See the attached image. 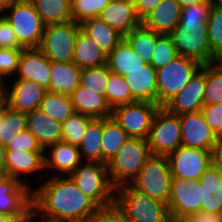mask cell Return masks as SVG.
<instances>
[{"label":"cell","instance_id":"6da1fadb","mask_svg":"<svg viewBox=\"0 0 222 222\" xmlns=\"http://www.w3.org/2000/svg\"><path fill=\"white\" fill-rule=\"evenodd\" d=\"M100 209L69 175L55 174L32 190V210L28 222L34 221L36 216L69 222H88Z\"/></svg>","mask_w":222,"mask_h":222},{"label":"cell","instance_id":"7a4b0ae2","mask_svg":"<svg viewBox=\"0 0 222 222\" xmlns=\"http://www.w3.org/2000/svg\"><path fill=\"white\" fill-rule=\"evenodd\" d=\"M213 0L185 6L181 19L169 34L177 54L193 59L201 65L217 62L208 44L207 20Z\"/></svg>","mask_w":222,"mask_h":222},{"label":"cell","instance_id":"3957f363","mask_svg":"<svg viewBox=\"0 0 222 222\" xmlns=\"http://www.w3.org/2000/svg\"><path fill=\"white\" fill-rule=\"evenodd\" d=\"M114 206L129 222H172L167 204L124 185L115 189Z\"/></svg>","mask_w":222,"mask_h":222},{"label":"cell","instance_id":"277c9868","mask_svg":"<svg viewBox=\"0 0 222 222\" xmlns=\"http://www.w3.org/2000/svg\"><path fill=\"white\" fill-rule=\"evenodd\" d=\"M150 156L147 139L128 137L116 155L107 163L112 186L116 189L131 185Z\"/></svg>","mask_w":222,"mask_h":222},{"label":"cell","instance_id":"5b68a950","mask_svg":"<svg viewBox=\"0 0 222 222\" xmlns=\"http://www.w3.org/2000/svg\"><path fill=\"white\" fill-rule=\"evenodd\" d=\"M69 175L78 188L101 209L114 206L115 188L112 186L106 163L85 161Z\"/></svg>","mask_w":222,"mask_h":222},{"label":"cell","instance_id":"8992f818","mask_svg":"<svg viewBox=\"0 0 222 222\" xmlns=\"http://www.w3.org/2000/svg\"><path fill=\"white\" fill-rule=\"evenodd\" d=\"M2 14L11 24L18 42L25 48H39L45 30V24L30 0L13 3Z\"/></svg>","mask_w":222,"mask_h":222},{"label":"cell","instance_id":"52a82bcc","mask_svg":"<svg viewBox=\"0 0 222 222\" xmlns=\"http://www.w3.org/2000/svg\"><path fill=\"white\" fill-rule=\"evenodd\" d=\"M201 67L197 61L178 55L166 66L156 69L157 104L163 107L188 84Z\"/></svg>","mask_w":222,"mask_h":222},{"label":"cell","instance_id":"ba28073f","mask_svg":"<svg viewBox=\"0 0 222 222\" xmlns=\"http://www.w3.org/2000/svg\"><path fill=\"white\" fill-rule=\"evenodd\" d=\"M172 174L166 156L151 155L141 168L131 186L168 205Z\"/></svg>","mask_w":222,"mask_h":222},{"label":"cell","instance_id":"9c48e42d","mask_svg":"<svg viewBox=\"0 0 222 222\" xmlns=\"http://www.w3.org/2000/svg\"><path fill=\"white\" fill-rule=\"evenodd\" d=\"M80 24L69 21L45 26L39 49L50 61L72 62Z\"/></svg>","mask_w":222,"mask_h":222},{"label":"cell","instance_id":"30bf717a","mask_svg":"<svg viewBox=\"0 0 222 222\" xmlns=\"http://www.w3.org/2000/svg\"><path fill=\"white\" fill-rule=\"evenodd\" d=\"M147 140L151 155L167 156L175 151L181 146L179 116L160 107L154 116Z\"/></svg>","mask_w":222,"mask_h":222},{"label":"cell","instance_id":"8fae6325","mask_svg":"<svg viewBox=\"0 0 222 222\" xmlns=\"http://www.w3.org/2000/svg\"><path fill=\"white\" fill-rule=\"evenodd\" d=\"M160 106L153 102L136 101L112 109V118L132 138L148 139L154 116Z\"/></svg>","mask_w":222,"mask_h":222},{"label":"cell","instance_id":"7c38bea8","mask_svg":"<svg viewBox=\"0 0 222 222\" xmlns=\"http://www.w3.org/2000/svg\"><path fill=\"white\" fill-rule=\"evenodd\" d=\"M32 187L2 174L0 176V212L16 222H28L32 210Z\"/></svg>","mask_w":222,"mask_h":222},{"label":"cell","instance_id":"4fadbf2b","mask_svg":"<svg viewBox=\"0 0 222 222\" xmlns=\"http://www.w3.org/2000/svg\"><path fill=\"white\" fill-rule=\"evenodd\" d=\"M168 212L172 221L187 219L202 207L201 183L172 177Z\"/></svg>","mask_w":222,"mask_h":222},{"label":"cell","instance_id":"5bb4252c","mask_svg":"<svg viewBox=\"0 0 222 222\" xmlns=\"http://www.w3.org/2000/svg\"><path fill=\"white\" fill-rule=\"evenodd\" d=\"M172 177L199 180L212 164V151L180 146L167 156Z\"/></svg>","mask_w":222,"mask_h":222},{"label":"cell","instance_id":"9a60e30c","mask_svg":"<svg viewBox=\"0 0 222 222\" xmlns=\"http://www.w3.org/2000/svg\"><path fill=\"white\" fill-rule=\"evenodd\" d=\"M206 88L205 65L190 79L188 84L163 107L171 114L182 115L201 111Z\"/></svg>","mask_w":222,"mask_h":222},{"label":"cell","instance_id":"2e32d148","mask_svg":"<svg viewBox=\"0 0 222 222\" xmlns=\"http://www.w3.org/2000/svg\"><path fill=\"white\" fill-rule=\"evenodd\" d=\"M181 146L212 151L217 135L206 123L201 111L179 116Z\"/></svg>","mask_w":222,"mask_h":222},{"label":"cell","instance_id":"e0dca14e","mask_svg":"<svg viewBox=\"0 0 222 222\" xmlns=\"http://www.w3.org/2000/svg\"><path fill=\"white\" fill-rule=\"evenodd\" d=\"M6 82L2 84L6 93V105L26 115L39 109L47 89L37 82L17 78L10 89Z\"/></svg>","mask_w":222,"mask_h":222},{"label":"cell","instance_id":"ac0fdd59","mask_svg":"<svg viewBox=\"0 0 222 222\" xmlns=\"http://www.w3.org/2000/svg\"><path fill=\"white\" fill-rule=\"evenodd\" d=\"M50 63L39 48L23 49L16 72L17 78L37 82L48 90L51 78Z\"/></svg>","mask_w":222,"mask_h":222},{"label":"cell","instance_id":"d6986e66","mask_svg":"<svg viewBox=\"0 0 222 222\" xmlns=\"http://www.w3.org/2000/svg\"><path fill=\"white\" fill-rule=\"evenodd\" d=\"M98 18L123 36L142 24L133 0H111Z\"/></svg>","mask_w":222,"mask_h":222},{"label":"cell","instance_id":"ffe728a7","mask_svg":"<svg viewBox=\"0 0 222 222\" xmlns=\"http://www.w3.org/2000/svg\"><path fill=\"white\" fill-rule=\"evenodd\" d=\"M45 151H20L5 150L4 175L16 178L19 181L22 174L33 173L34 171L45 169Z\"/></svg>","mask_w":222,"mask_h":222},{"label":"cell","instance_id":"44dd1931","mask_svg":"<svg viewBox=\"0 0 222 222\" xmlns=\"http://www.w3.org/2000/svg\"><path fill=\"white\" fill-rule=\"evenodd\" d=\"M124 78L135 101L157 104V73L152 65L130 71Z\"/></svg>","mask_w":222,"mask_h":222},{"label":"cell","instance_id":"7402d4cb","mask_svg":"<svg viewBox=\"0 0 222 222\" xmlns=\"http://www.w3.org/2000/svg\"><path fill=\"white\" fill-rule=\"evenodd\" d=\"M47 149L51 150L50 157L47 156ZM45 153V169L48 167L54 169L58 176L70 175L83 159L77 146L63 141L48 146Z\"/></svg>","mask_w":222,"mask_h":222},{"label":"cell","instance_id":"603a6c76","mask_svg":"<svg viewBox=\"0 0 222 222\" xmlns=\"http://www.w3.org/2000/svg\"><path fill=\"white\" fill-rule=\"evenodd\" d=\"M26 117V129L37 138L44 150L62 141V122L50 118L40 108L28 113Z\"/></svg>","mask_w":222,"mask_h":222},{"label":"cell","instance_id":"cb8c5ba5","mask_svg":"<svg viewBox=\"0 0 222 222\" xmlns=\"http://www.w3.org/2000/svg\"><path fill=\"white\" fill-rule=\"evenodd\" d=\"M181 10L175 0H163L142 20V24L156 33L169 35L180 22Z\"/></svg>","mask_w":222,"mask_h":222},{"label":"cell","instance_id":"d4e9b609","mask_svg":"<svg viewBox=\"0 0 222 222\" xmlns=\"http://www.w3.org/2000/svg\"><path fill=\"white\" fill-rule=\"evenodd\" d=\"M201 211L222 214V170L211 164L201 175Z\"/></svg>","mask_w":222,"mask_h":222},{"label":"cell","instance_id":"484cf974","mask_svg":"<svg viewBox=\"0 0 222 222\" xmlns=\"http://www.w3.org/2000/svg\"><path fill=\"white\" fill-rule=\"evenodd\" d=\"M70 98L74 111L92 118H110L112 109L104 96L93 93L83 86H78Z\"/></svg>","mask_w":222,"mask_h":222},{"label":"cell","instance_id":"4316f807","mask_svg":"<svg viewBox=\"0 0 222 222\" xmlns=\"http://www.w3.org/2000/svg\"><path fill=\"white\" fill-rule=\"evenodd\" d=\"M50 84L47 91L68 95L79 86L81 69L73 62L50 63Z\"/></svg>","mask_w":222,"mask_h":222},{"label":"cell","instance_id":"83f0119b","mask_svg":"<svg viewBox=\"0 0 222 222\" xmlns=\"http://www.w3.org/2000/svg\"><path fill=\"white\" fill-rule=\"evenodd\" d=\"M107 55L82 29L79 30L73 53V63L82 69L106 64Z\"/></svg>","mask_w":222,"mask_h":222},{"label":"cell","instance_id":"f1b7e54d","mask_svg":"<svg viewBox=\"0 0 222 222\" xmlns=\"http://www.w3.org/2000/svg\"><path fill=\"white\" fill-rule=\"evenodd\" d=\"M106 64L111 73L126 76L130 71L145 68L146 63L133 50L129 43L123 39L116 48L107 55Z\"/></svg>","mask_w":222,"mask_h":222},{"label":"cell","instance_id":"f546056e","mask_svg":"<svg viewBox=\"0 0 222 222\" xmlns=\"http://www.w3.org/2000/svg\"><path fill=\"white\" fill-rule=\"evenodd\" d=\"M80 26L89 37L94 39L106 55L111 53L124 39L123 35L98 17L84 20Z\"/></svg>","mask_w":222,"mask_h":222},{"label":"cell","instance_id":"4dcf8cb0","mask_svg":"<svg viewBox=\"0 0 222 222\" xmlns=\"http://www.w3.org/2000/svg\"><path fill=\"white\" fill-rule=\"evenodd\" d=\"M160 35L141 24L125 35L124 39L146 64L151 65L156 41Z\"/></svg>","mask_w":222,"mask_h":222},{"label":"cell","instance_id":"1f68e13d","mask_svg":"<svg viewBox=\"0 0 222 222\" xmlns=\"http://www.w3.org/2000/svg\"><path fill=\"white\" fill-rule=\"evenodd\" d=\"M102 132L103 118H92L88 122L82 142L78 146L81 157H83L85 161L102 162Z\"/></svg>","mask_w":222,"mask_h":222},{"label":"cell","instance_id":"d6a6232c","mask_svg":"<svg viewBox=\"0 0 222 222\" xmlns=\"http://www.w3.org/2000/svg\"><path fill=\"white\" fill-rule=\"evenodd\" d=\"M45 25L61 24L72 20L71 0H30Z\"/></svg>","mask_w":222,"mask_h":222},{"label":"cell","instance_id":"836d02e7","mask_svg":"<svg viewBox=\"0 0 222 222\" xmlns=\"http://www.w3.org/2000/svg\"><path fill=\"white\" fill-rule=\"evenodd\" d=\"M128 135L112 118H103V132L101 140L102 163H108L124 144Z\"/></svg>","mask_w":222,"mask_h":222},{"label":"cell","instance_id":"e575fe53","mask_svg":"<svg viewBox=\"0 0 222 222\" xmlns=\"http://www.w3.org/2000/svg\"><path fill=\"white\" fill-rule=\"evenodd\" d=\"M26 114L5 105L2 109V123H0V144L6 147L15 136L26 129Z\"/></svg>","mask_w":222,"mask_h":222},{"label":"cell","instance_id":"d590c367","mask_svg":"<svg viewBox=\"0 0 222 222\" xmlns=\"http://www.w3.org/2000/svg\"><path fill=\"white\" fill-rule=\"evenodd\" d=\"M41 111L56 121L64 122L74 114L70 96L47 91L41 101Z\"/></svg>","mask_w":222,"mask_h":222},{"label":"cell","instance_id":"8d00e7d4","mask_svg":"<svg viewBox=\"0 0 222 222\" xmlns=\"http://www.w3.org/2000/svg\"><path fill=\"white\" fill-rule=\"evenodd\" d=\"M207 31L211 55L218 60L222 57V1L213 2L207 20Z\"/></svg>","mask_w":222,"mask_h":222},{"label":"cell","instance_id":"74e56055","mask_svg":"<svg viewBox=\"0 0 222 222\" xmlns=\"http://www.w3.org/2000/svg\"><path fill=\"white\" fill-rule=\"evenodd\" d=\"M205 79L204 105L222 104V65L218 62L206 64Z\"/></svg>","mask_w":222,"mask_h":222},{"label":"cell","instance_id":"f35d334b","mask_svg":"<svg viewBox=\"0 0 222 222\" xmlns=\"http://www.w3.org/2000/svg\"><path fill=\"white\" fill-rule=\"evenodd\" d=\"M105 99L113 109L116 106L136 102L123 76L111 73L106 86Z\"/></svg>","mask_w":222,"mask_h":222},{"label":"cell","instance_id":"ab89813d","mask_svg":"<svg viewBox=\"0 0 222 222\" xmlns=\"http://www.w3.org/2000/svg\"><path fill=\"white\" fill-rule=\"evenodd\" d=\"M111 74L107 64L82 69L79 85L91 90L95 94L105 97L108 78Z\"/></svg>","mask_w":222,"mask_h":222},{"label":"cell","instance_id":"60d3db41","mask_svg":"<svg viewBox=\"0 0 222 222\" xmlns=\"http://www.w3.org/2000/svg\"><path fill=\"white\" fill-rule=\"evenodd\" d=\"M91 119L90 116L74 112L62 122V141L78 147Z\"/></svg>","mask_w":222,"mask_h":222},{"label":"cell","instance_id":"b9f144b4","mask_svg":"<svg viewBox=\"0 0 222 222\" xmlns=\"http://www.w3.org/2000/svg\"><path fill=\"white\" fill-rule=\"evenodd\" d=\"M111 0H71L72 21L81 24L84 20L97 18Z\"/></svg>","mask_w":222,"mask_h":222},{"label":"cell","instance_id":"7bdbcfd3","mask_svg":"<svg viewBox=\"0 0 222 222\" xmlns=\"http://www.w3.org/2000/svg\"><path fill=\"white\" fill-rule=\"evenodd\" d=\"M177 56L178 54L170 35L161 34L156 41L151 65L155 69H159L169 64Z\"/></svg>","mask_w":222,"mask_h":222},{"label":"cell","instance_id":"ee69618b","mask_svg":"<svg viewBox=\"0 0 222 222\" xmlns=\"http://www.w3.org/2000/svg\"><path fill=\"white\" fill-rule=\"evenodd\" d=\"M22 50L0 48V84L5 82V76L16 74Z\"/></svg>","mask_w":222,"mask_h":222},{"label":"cell","instance_id":"f6af8a7d","mask_svg":"<svg viewBox=\"0 0 222 222\" xmlns=\"http://www.w3.org/2000/svg\"><path fill=\"white\" fill-rule=\"evenodd\" d=\"M5 150L45 151L39 144L37 138L28 129H25L15 136L5 147Z\"/></svg>","mask_w":222,"mask_h":222},{"label":"cell","instance_id":"bcb514c9","mask_svg":"<svg viewBox=\"0 0 222 222\" xmlns=\"http://www.w3.org/2000/svg\"><path fill=\"white\" fill-rule=\"evenodd\" d=\"M201 112L205 118L206 123L217 135H222V104L204 105Z\"/></svg>","mask_w":222,"mask_h":222},{"label":"cell","instance_id":"7dc6e473","mask_svg":"<svg viewBox=\"0 0 222 222\" xmlns=\"http://www.w3.org/2000/svg\"><path fill=\"white\" fill-rule=\"evenodd\" d=\"M0 48L1 49H25L16 37L11 24L0 15Z\"/></svg>","mask_w":222,"mask_h":222},{"label":"cell","instance_id":"c3c4849f","mask_svg":"<svg viewBox=\"0 0 222 222\" xmlns=\"http://www.w3.org/2000/svg\"><path fill=\"white\" fill-rule=\"evenodd\" d=\"M88 222H129L115 206L100 209Z\"/></svg>","mask_w":222,"mask_h":222},{"label":"cell","instance_id":"681fc988","mask_svg":"<svg viewBox=\"0 0 222 222\" xmlns=\"http://www.w3.org/2000/svg\"><path fill=\"white\" fill-rule=\"evenodd\" d=\"M136 13L142 21L163 0H133Z\"/></svg>","mask_w":222,"mask_h":222},{"label":"cell","instance_id":"f907efd6","mask_svg":"<svg viewBox=\"0 0 222 222\" xmlns=\"http://www.w3.org/2000/svg\"><path fill=\"white\" fill-rule=\"evenodd\" d=\"M186 220L188 222H222V214L200 211L190 215Z\"/></svg>","mask_w":222,"mask_h":222},{"label":"cell","instance_id":"816d5d0a","mask_svg":"<svg viewBox=\"0 0 222 222\" xmlns=\"http://www.w3.org/2000/svg\"><path fill=\"white\" fill-rule=\"evenodd\" d=\"M212 164L222 170V135L217 136L216 143L212 149Z\"/></svg>","mask_w":222,"mask_h":222},{"label":"cell","instance_id":"f5cc1de1","mask_svg":"<svg viewBox=\"0 0 222 222\" xmlns=\"http://www.w3.org/2000/svg\"><path fill=\"white\" fill-rule=\"evenodd\" d=\"M182 8L185 6H192L197 3L207 2L209 0H175Z\"/></svg>","mask_w":222,"mask_h":222},{"label":"cell","instance_id":"db71d44e","mask_svg":"<svg viewBox=\"0 0 222 222\" xmlns=\"http://www.w3.org/2000/svg\"><path fill=\"white\" fill-rule=\"evenodd\" d=\"M21 0H0V14L5 13L4 10H6L8 7H10L13 3L18 2Z\"/></svg>","mask_w":222,"mask_h":222},{"label":"cell","instance_id":"11a10c76","mask_svg":"<svg viewBox=\"0 0 222 222\" xmlns=\"http://www.w3.org/2000/svg\"><path fill=\"white\" fill-rule=\"evenodd\" d=\"M6 105V93L2 84H0V112Z\"/></svg>","mask_w":222,"mask_h":222},{"label":"cell","instance_id":"9f6ffc18","mask_svg":"<svg viewBox=\"0 0 222 222\" xmlns=\"http://www.w3.org/2000/svg\"><path fill=\"white\" fill-rule=\"evenodd\" d=\"M5 148L0 144V171L4 174Z\"/></svg>","mask_w":222,"mask_h":222},{"label":"cell","instance_id":"6f0895ef","mask_svg":"<svg viewBox=\"0 0 222 222\" xmlns=\"http://www.w3.org/2000/svg\"><path fill=\"white\" fill-rule=\"evenodd\" d=\"M0 222H16L12 217L0 212Z\"/></svg>","mask_w":222,"mask_h":222},{"label":"cell","instance_id":"680465c9","mask_svg":"<svg viewBox=\"0 0 222 222\" xmlns=\"http://www.w3.org/2000/svg\"><path fill=\"white\" fill-rule=\"evenodd\" d=\"M39 220L41 222H69V221H62V220H55V219H51V218H47V217H42V216H39Z\"/></svg>","mask_w":222,"mask_h":222},{"label":"cell","instance_id":"91938a15","mask_svg":"<svg viewBox=\"0 0 222 222\" xmlns=\"http://www.w3.org/2000/svg\"><path fill=\"white\" fill-rule=\"evenodd\" d=\"M172 222H188L186 219H182V220H175V221H172Z\"/></svg>","mask_w":222,"mask_h":222},{"label":"cell","instance_id":"94428289","mask_svg":"<svg viewBox=\"0 0 222 222\" xmlns=\"http://www.w3.org/2000/svg\"><path fill=\"white\" fill-rule=\"evenodd\" d=\"M217 62L222 65V57L217 60Z\"/></svg>","mask_w":222,"mask_h":222},{"label":"cell","instance_id":"6125c7cd","mask_svg":"<svg viewBox=\"0 0 222 222\" xmlns=\"http://www.w3.org/2000/svg\"><path fill=\"white\" fill-rule=\"evenodd\" d=\"M0 123H2V111L0 112Z\"/></svg>","mask_w":222,"mask_h":222}]
</instances>
